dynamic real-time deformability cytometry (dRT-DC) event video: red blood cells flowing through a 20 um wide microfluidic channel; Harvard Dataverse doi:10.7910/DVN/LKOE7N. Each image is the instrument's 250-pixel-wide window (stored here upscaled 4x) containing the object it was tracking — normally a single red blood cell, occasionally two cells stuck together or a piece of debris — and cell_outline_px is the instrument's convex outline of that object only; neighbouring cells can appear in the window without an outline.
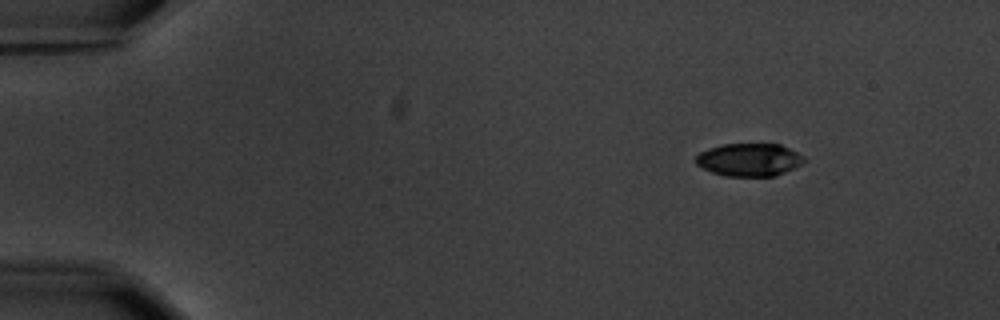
{"species": "common noctule bat (a hibernating species)", "species_latin": "Nyctalus noctula", "temperature_condition": "warm", "stored_images_in_passage": 3, "camera_frame_rate_fps": 3000, "um_per_image_px": 0.085, "animal": {"sex": "male", "body_mass_g": 20.1, "forearm_length_mm": 53.5}, "frame": {"image": 1, "passage_image": 1, "time_ms": 0.0, "image_size_px": [1000, 320], "cell_outline_px": [[808, 160], [804, 164], [796, 168], [776, 176], [724, 176], [712, 172], [696, 164], [696, 156], [700, 152], [708, 148], [720, 144], [780, 144], [804, 156]], "centroid_in_image_um": [63.73, 13.58], "position_along_channel_um": 21.3, "area_um2": 20.98}}